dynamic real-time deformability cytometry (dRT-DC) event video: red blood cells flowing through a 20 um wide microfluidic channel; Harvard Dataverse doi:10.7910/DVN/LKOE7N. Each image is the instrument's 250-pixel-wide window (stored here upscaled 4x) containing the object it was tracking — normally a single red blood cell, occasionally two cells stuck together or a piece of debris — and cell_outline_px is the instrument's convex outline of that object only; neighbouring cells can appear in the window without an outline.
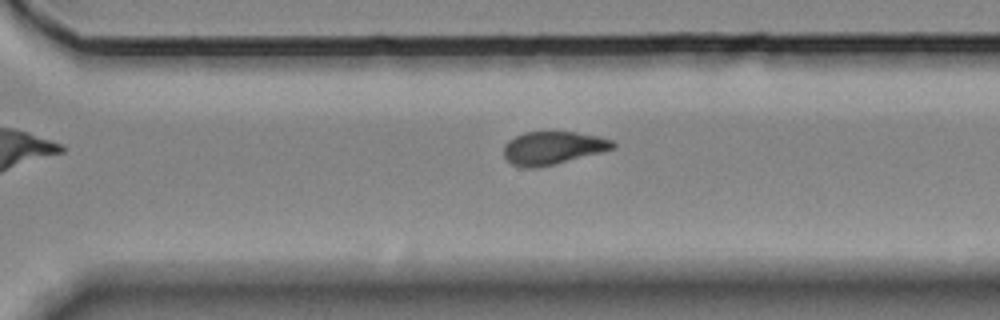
{"species": "Egyptian fruit bat (a non-hibernating species)", "species_latin": "Rousettus aegyptiacus", "temperature_condition": "room temperature", "stored_images_in_passage": 10, "segment_of_instrument_passage": [2, 2], "camera_frame_rate_fps": 3000, "um_per_image_px": 0.085, "animal": {"sex": "female"}, "frame": {"image": 1, "passage_image": 10, "time_ms": 3.0, "image_size_px": [1000, 320], "cell_outline_px": [[616, 148], [556, 164], [540, 168], [524, 168], [512, 164], [504, 156], [504, 144], [508, 140], [524, 132], [572, 132], [596, 136], [612, 140], [616, 144]], "centroid_in_image_um": [46.97, 12.59], "position_along_channel_um": 323.6, "area_um2": 20.98}}